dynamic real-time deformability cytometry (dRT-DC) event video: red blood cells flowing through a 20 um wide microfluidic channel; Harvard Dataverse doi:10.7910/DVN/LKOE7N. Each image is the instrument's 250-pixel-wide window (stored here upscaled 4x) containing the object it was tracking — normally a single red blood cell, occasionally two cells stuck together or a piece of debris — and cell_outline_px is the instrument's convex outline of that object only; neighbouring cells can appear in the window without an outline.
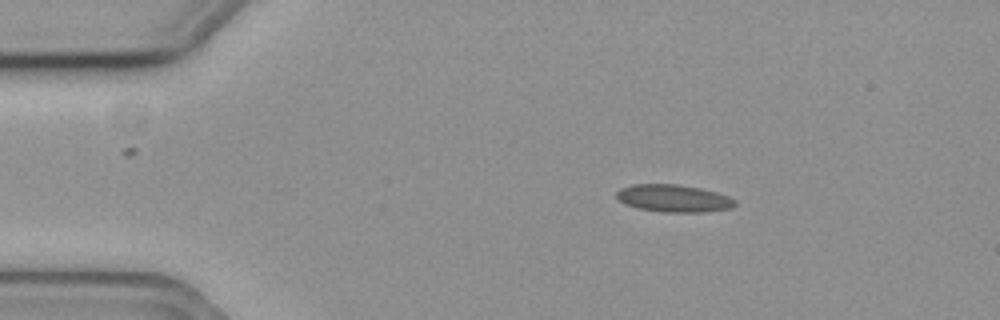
{"species": "common noctule bat (a hibernating species)", "species_latin": "Nyctalus noctula", "temperature_condition": "cold", "stored_images_in_passage": 3, "camera_frame_rate_fps": 3000, "um_per_image_px": 0.085, "animal": {"sex": "female", "body_mass_g": 19.3, "forearm_length_mm": 54.1}, "frame": {"image": 1, "passage_image": 1, "time_ms": 0.0, "image_size_px": [1000, 320], "cell_outline_px": [[736, 204], [732, 208], [704, 212], [660, 212], [640, 208], [624, 204], [616, 196], [616, 192], [620, 188], [632, 184], [680, 184], [700, 188], [716, 192], [728, 196], [736, 200]], "centroid_in_image_um": [57.26, 16.85], "position_along_channel_um": 27.7, "area_um2": 19.02}}